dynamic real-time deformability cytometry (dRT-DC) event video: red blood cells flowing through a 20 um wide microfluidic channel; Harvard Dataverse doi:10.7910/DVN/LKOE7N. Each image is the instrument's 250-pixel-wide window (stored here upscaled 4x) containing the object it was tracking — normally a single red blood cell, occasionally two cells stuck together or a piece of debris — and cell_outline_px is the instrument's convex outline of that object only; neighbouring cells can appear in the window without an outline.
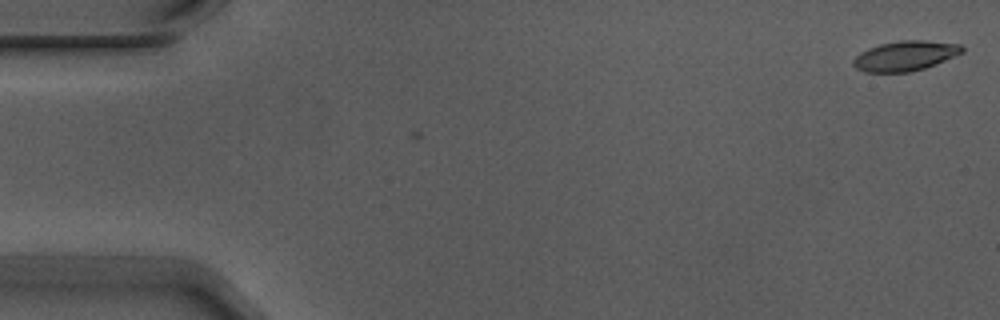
{"species": "Egyptian fruit bat (a non-hibernating species)", "species_latin": "Rousettus aegyptiacus", "temperature_condition": "warm", "stored_images_in_passage": 2, "camera_frame_rate_fps": 3000, "um_per_image_px": 0.085, "animal": {"sex": "male"}, "frame": {"image": 1, "passage_image": 2, "time_ms": 0.333, "image_size_px": [1000, 320], "cell_outline_px": [[964, 52], [936, 64], [924, 68], [908, 72], [864, 72], [856, 68], [852, 64], [852, 60], [860, 52], [868, 48], [880, 44], [900, 40], [924, 40], [960, 44], [964, 48]], "centroid_in_image_um": [76.93, 4.74], "position_along_channel_um": 8.1, "area_um2": 19.02}}